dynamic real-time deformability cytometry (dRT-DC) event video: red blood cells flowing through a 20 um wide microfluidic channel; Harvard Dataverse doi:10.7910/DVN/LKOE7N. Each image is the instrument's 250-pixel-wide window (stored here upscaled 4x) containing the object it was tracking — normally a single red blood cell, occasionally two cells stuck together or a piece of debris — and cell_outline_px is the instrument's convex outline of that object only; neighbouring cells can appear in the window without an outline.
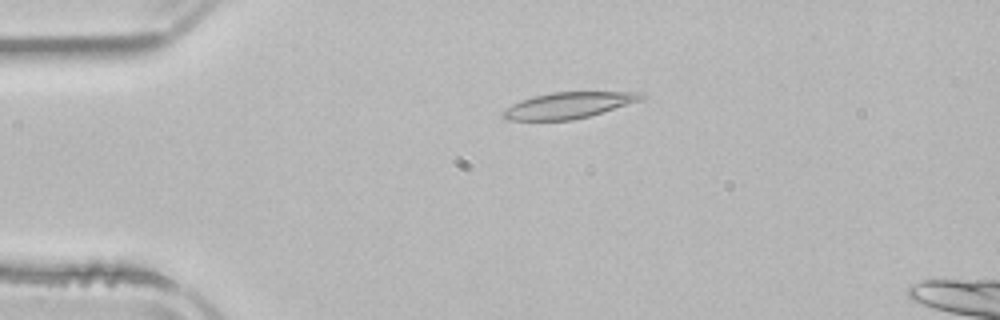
{"species": "common noctule bat (a hibernating species)", "species_latin": "Nyctalus noctula", "temperature_condition": "room temperature", "stored_images_in_passage": 2, "camera_frame_rate_fps": 3000, "um_per_image_px": 0.085, "animal": {"sex": "male", "body_mass_g": 21.5, "forearm_length_mm": 52.0}, "frame": {"image": 1, "passage_image": 1, "time_ms": 0.0, "image_size_px": [1000, 320], "cell_outline_px": [[644, 96], [640, 100], [588, 116], [572, 120], [508, 120], [500, 116], [500, 112], [512, 104], [520, 100], [532, 96], [552, 92], [644, 92]], "centroid_in_image_um": [48.23, 8.95], "position_along_channel_um": 36.8, "area_um2": 20.87}}